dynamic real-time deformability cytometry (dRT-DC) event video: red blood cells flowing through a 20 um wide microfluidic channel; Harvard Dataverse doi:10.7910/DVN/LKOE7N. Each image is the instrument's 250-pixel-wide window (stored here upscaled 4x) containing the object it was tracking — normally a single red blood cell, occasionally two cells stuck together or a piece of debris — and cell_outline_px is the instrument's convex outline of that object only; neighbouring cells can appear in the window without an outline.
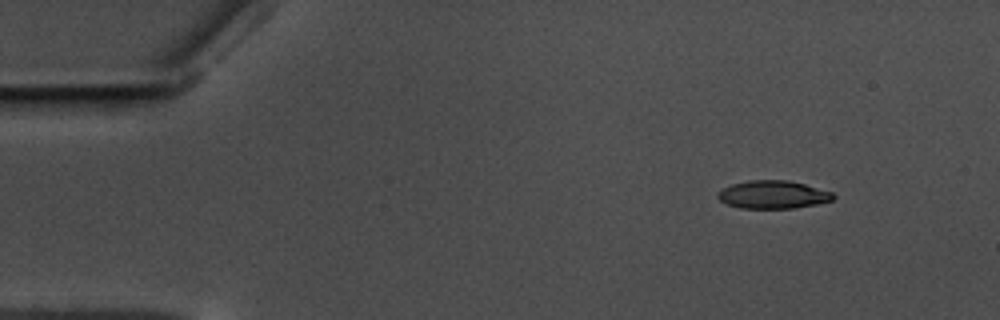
{"species": "common noctule bat (a hibernating species)", "species_latin": "Nyctalus noctula", "temperature_condition": "warm", "stored_images_in_passage": 52, "camera_frame_rate_fps": 3000, "um_per_image_px": 0.085, "animal": {"sex": "male", "body_mass_g": 17.5, "forearm_length_mm": 52.3}, "frame": {"image": 1, "passage_image": 1, "time_ms": 0.0, "image_size_px": [1000, 320], "cell_outline_px": [[836, 196], [832, 200], [816, 204], [792, 208], [740, 208], [728, 204], [720, 200], [716, 196], [724, 188], [732, 184], [748, 180], [788, 180], [804, 184], [832, 192]], "centroid_in_image_um": [65.71, 16.54], "position_along_channel_um": 19.3, "area_um2": 18.61}}
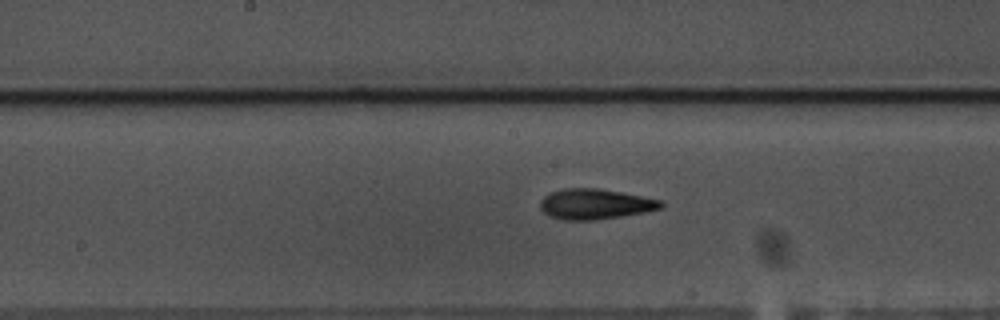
{"frame": {"image": 2, "passage_image": 24, "time_ms": 7.667, "image_size_px": [1000, 320], "cell_outline_px": [[664, 208], [644, 212], [620, 216], [592, 220], [564, 220], [548, 216], [540, 208], [540, 200], [544, 196], [552, 192], [564, 188], [596, 188], [620, 192], [660, 200], [664, 204]], "centroid_in_image_um": [50.56, 17.35], "position_along_channel_um": 197.6, "area_um2": 21.21}}
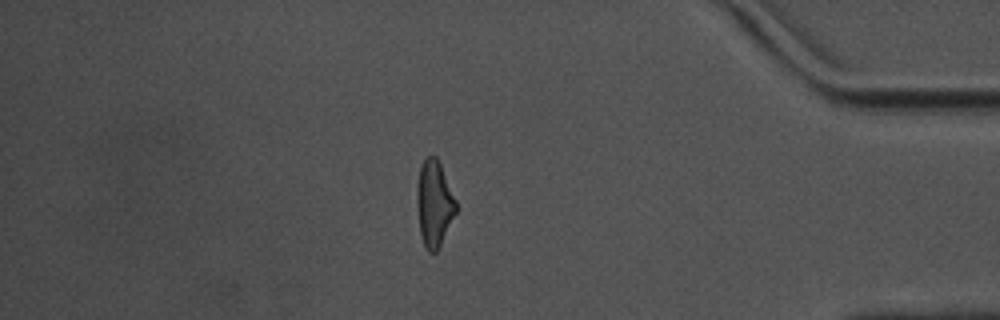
{"frame": {"image": 3, "passage_image": 44, "time_ms": 14.333, "image_size_px": [1000, 320], "cell_outline_px": [[456, 212], [436, 252], [428, 252], [424, 244], [420, 232], [416, 204], [416, 188], [420, 164], [428, 156], [436, 156], [440, 164], [456, 200]], "centroid_in_image_um": [36.88, 17.27], "position_along_channel_um": 398.3, "area_um2": 19.42}, "authors_computed_cell_mechanics": {"area_um2": 19.9699, "velocity_mm_per_s": 3.5384, "shape_relaxation_time_tau1_ms": 4.8815, "shape_relaxation_time_tau2_ms": 2.1395, "deformation_change_tau1": 0.1717, "deformation_change_tau2": 0.1159}}